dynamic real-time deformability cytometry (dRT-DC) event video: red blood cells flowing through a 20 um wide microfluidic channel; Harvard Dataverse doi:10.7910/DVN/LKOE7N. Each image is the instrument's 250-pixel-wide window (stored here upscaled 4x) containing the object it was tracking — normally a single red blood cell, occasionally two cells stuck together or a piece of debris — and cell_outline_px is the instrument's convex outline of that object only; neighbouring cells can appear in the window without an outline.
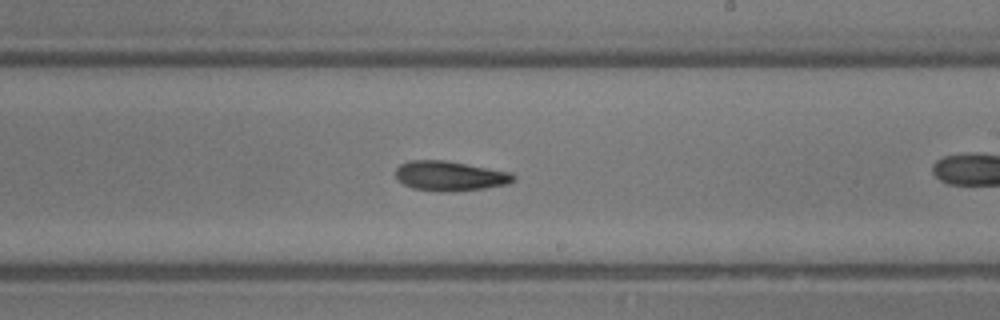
{"species": "common noctule bat (a hibernating species)", "species_latin": "Nyctalus noctula", "temperature_condition": "room temperature", "stored_images_in_passage": 29, "camera_frame_rate_fps": 3000, "um_per_image_px": 0.085, "animal": {"sex": "male", "body_mass_g": 13.3}, "frame": {"image": 1, "passage_image": 21, "time_ms": 6.667, "image_size_px": [1000, 320], "cell_outline_px": [[516, 180], [508, 184], [484, 188], [448, 192], [440, 192], [412, 188], [396, 180], [396, 168], [400, 164], [408, 160], [444, 160], [512, 172], [516, 176]], "centroid_in_image_um": [38.24, 14.96], "position_along_channel_um": 250.8, "area_um2": 20.63}}
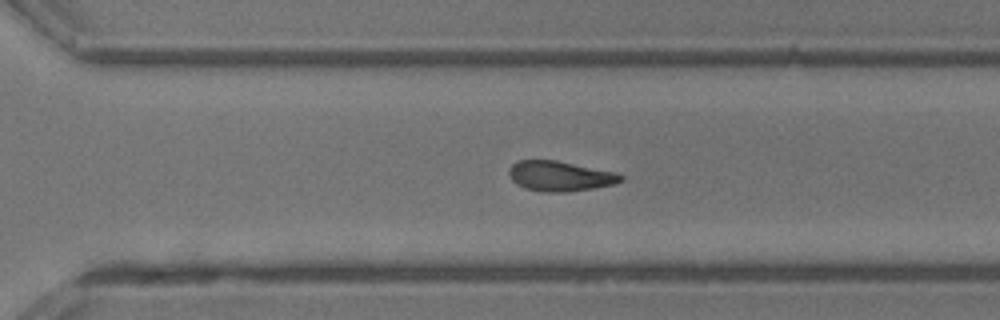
{"frame": {"image": 2, "passage_image": 25, "time_ms": 8.0, "image_size_px": [1000, 320], "cell_outline_px": [[624, 180], [612, 184], [592, 188], [564, 192], [544, 192], [524, 188], [516, 184], [508, 176], [508, 168], [516, 160], [556, 160], [616, 172], [624, 176]], "centroid_in_image_um": [47.55, 14.96], "position_along_channel_um": 323.0, "area_um2": 19.71}}